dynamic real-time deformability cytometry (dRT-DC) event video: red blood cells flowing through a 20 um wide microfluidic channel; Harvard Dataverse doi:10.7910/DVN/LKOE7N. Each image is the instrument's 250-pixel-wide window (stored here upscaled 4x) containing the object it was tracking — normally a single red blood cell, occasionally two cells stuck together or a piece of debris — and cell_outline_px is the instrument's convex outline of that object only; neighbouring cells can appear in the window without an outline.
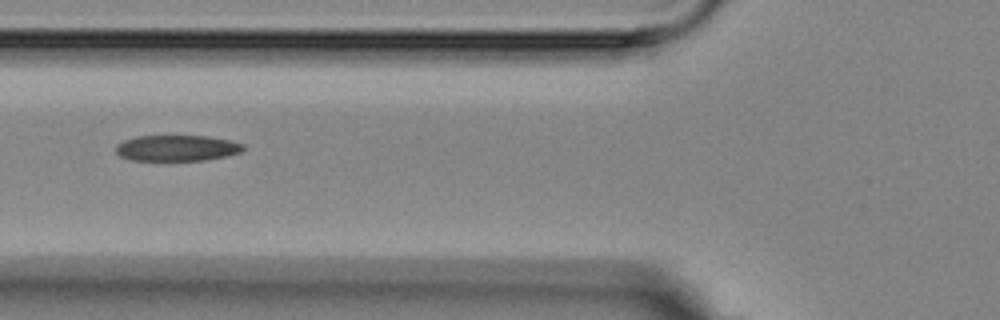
{"species": "Egyptian fruit bat (a non-hibernating species)", "species_latin": "Rousettus aegyptiacus", "temperature_condition": "room temperature", "stored_images_in_passage": 6, "camera_frame_rate_fps": 3000, "um_per_image_px": 0.085, "animal": {"sex": "female"}, "frame": {"image": 1, "passage_image": 4, "time_ms": 4.333, "image_size_px": [1000, 320], "cell_outline_px": [[244, 148], [240, 152], [228, 156], [204, 160], [128, 160], [120, 156], [116, 152], [116, 144], [124, 140], [136, 136], [208, 136], [232, 140], [244, 144]], "centroid_in_image_um": [15.04, 12.58], "position_along_channel_um": 110.8, "area_um2": 19.36}}
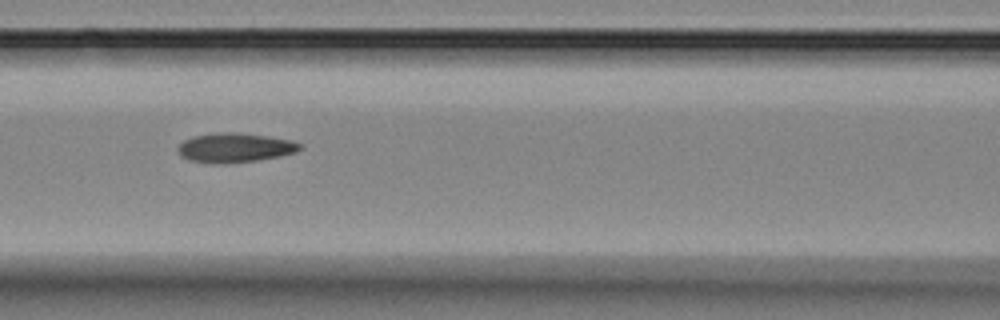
{"frame": {"image": 2, "passage_image": 5, "time_ms": 5.333, "image_size_px": [1000, 320], "cell_outline_px": [[304, 148], [296, 152], [280, 156], [256, 160], [216, 164], [212, 164], [188, 160], [180, 156], [176, 148], [184, 140], [192, 136], [220, 132], [232, 132], [268, 136], [292, 140], [300, 144]], "centroid_in_image_um": [19.94, 12.55], "position_along_channel_um": 146.7, "area_um2": 20.98}}
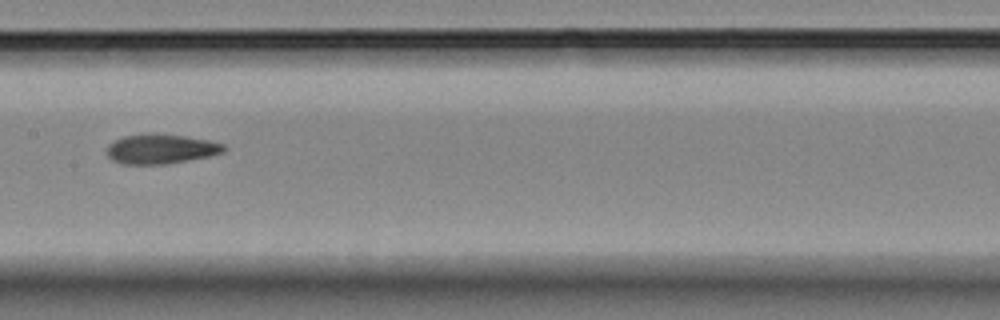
{"frame": {"image": 3, "passage_image": 6, "time_ms": 6.667, "image_size_px": [1000, 320], "cell_outline_px": [[228, 148], [224, 152], [208, 156], [168, 164], [120, 164], [112, 160], [108, 156], [108, 144], [124, 136], [144, 132], [148, 132], [188, 136], [212, 140], [224, 144]], "centroid_in_image_um": [13.7, 12.64], "position_along_channel_um": 193.7, "area_um2": 20.63}}